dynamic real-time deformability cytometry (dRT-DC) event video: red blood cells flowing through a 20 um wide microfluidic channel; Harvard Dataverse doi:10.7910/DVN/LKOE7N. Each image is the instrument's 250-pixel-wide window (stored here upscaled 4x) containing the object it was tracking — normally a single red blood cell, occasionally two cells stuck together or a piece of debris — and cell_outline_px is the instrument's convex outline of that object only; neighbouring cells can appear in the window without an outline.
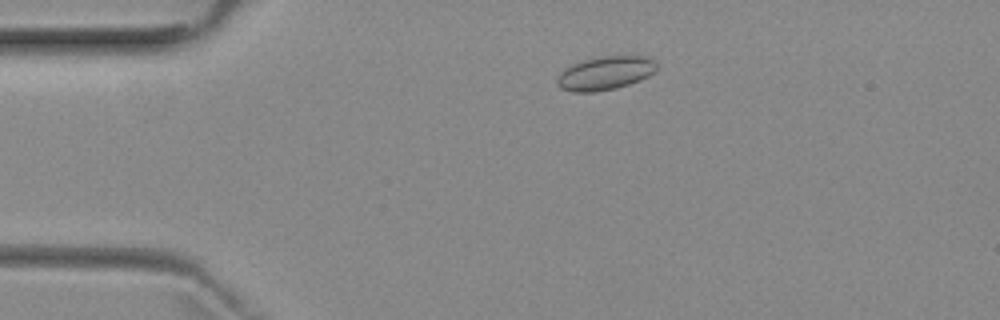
{"species": "common noctule bat (a hibernating species)", "species_latin": "Nyctalus noctula", "temperature_condition": "room temperature", "stored_images_in_passage": 2, "camera_frame_rate_fps": 3000, "um_per_image_px": 0.085, "animal": {"sex": "female", "body_mass_g": 29.2, "forearm_length_mm": 56.3}, "frame": {"image": 1, "passage_image": 1, "time_ms": 0.0, "image_size_px": [1000, 320], "cell_outline_px": [[656, 72], [640, 80], [616, 88], [592, 92], [572, 92], [560, 88], [556, 84], [556, 80], [560, 72], [564, 68], [572, 64], [584, 60], [600, 56], [648, 56], [656, 64]], "centroid_in_image_um": [51.42, 6.22], "position_along_channel_um": 33.6, "area_um2": 19.54}}